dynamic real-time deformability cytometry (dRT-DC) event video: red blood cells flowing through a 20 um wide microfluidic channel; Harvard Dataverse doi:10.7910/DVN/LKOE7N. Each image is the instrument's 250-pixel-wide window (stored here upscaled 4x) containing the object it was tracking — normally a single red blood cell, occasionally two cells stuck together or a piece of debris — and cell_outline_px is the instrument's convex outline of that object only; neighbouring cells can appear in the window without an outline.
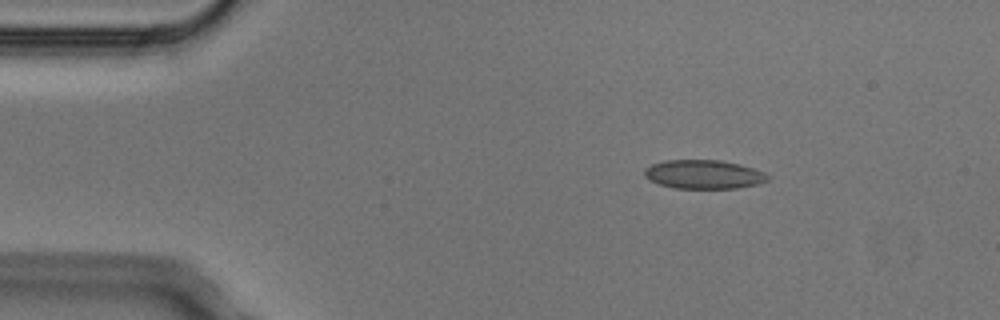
{"species": "Egyptian fruit bat (a non-hibernating species)", "species_latin": "Rousettus aegyptiacus", "temperature_condition": "cold", "stored_images_in_passage": 4, "camera_frame_rate_fps": 3000, "um_per_image_px": 0.085, "animal": {"sex": "male"}, "frame": {"image": 1, "passage_image": 2, "time_ms": 0.333, "image_size_px": [1000, 320], "cell_outline_px": [[772, 176], [768, 180], [760, 184], [736, 188], [676, 188], [660, 184], [644, 176], [644, 168], [652, 164], [664, 160], [720, 160], [740, 164], [764, 172]], "centroid_in_image_um": [59.85, 14.81], "position_along_channel_um": 25.1, "area_um2": 20.75}}
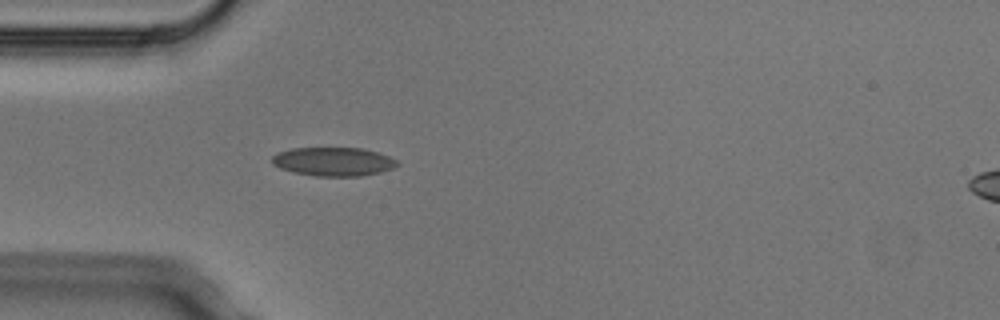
{"frame": {"image": 2, "passage_image": 4, "time_ms": 1.0, "image_size_px": [1000, 320], "cell_outline_px": [[400, 164], [392, 168], [380, 172], [360, 176], [312, 176], [292, 172], [280, 168], [272, 164], [272, 156], [280, 152], [292, 148], [360, 148], [376, 152], [388, 156], [396, 160]], "centroid_in_image_um": [28.32, 13.74], "position_along_channel_um": 56.7, "area_um2": 20.87}}